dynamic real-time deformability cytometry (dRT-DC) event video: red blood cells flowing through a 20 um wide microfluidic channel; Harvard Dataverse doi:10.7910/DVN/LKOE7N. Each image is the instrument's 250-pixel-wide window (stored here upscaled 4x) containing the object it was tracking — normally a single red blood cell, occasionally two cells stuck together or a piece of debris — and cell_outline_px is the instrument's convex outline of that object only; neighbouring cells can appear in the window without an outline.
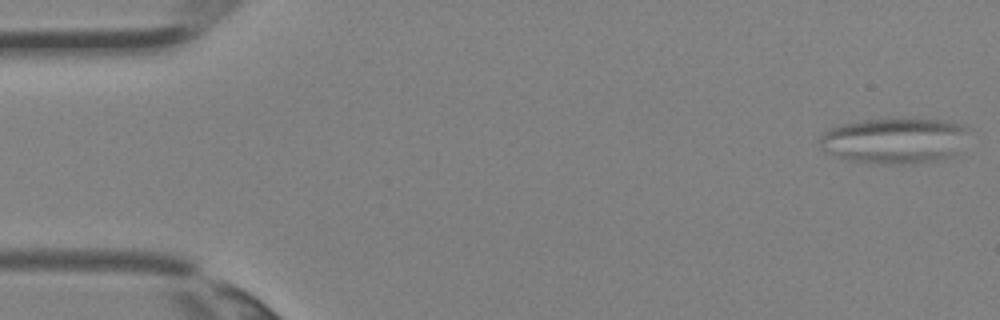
{"species": "Egyptian fruit bat (a non-hibernating species)", "species_latin": "Rousettus aegyptiacus", "temperature_condition": "room temperature", "stored_images_in_passage": 4, "camera_frame_rate_fps": 3000, "um_per_image_px": 0.085, "animal": {"sex": "female"}, "frame": {"image": 1, "passage_image": 1, "time_ms": 0.0, "image_size_px": [1000, 320], "cell_outline_px": [[968, 128], [956, 152], [952, 156], [936, 160], [912, 164], [884, 164], [852, 160], [828, 152], [820, 148], [820, 136], [824, 132], [832, 128], [844, 124], [864, 120], [940, 120], [960, 124]], "centroid_in_image_um": [76.01, 11.97], "position_along_channel_um": 9.0, "area_um2": 38.55}}